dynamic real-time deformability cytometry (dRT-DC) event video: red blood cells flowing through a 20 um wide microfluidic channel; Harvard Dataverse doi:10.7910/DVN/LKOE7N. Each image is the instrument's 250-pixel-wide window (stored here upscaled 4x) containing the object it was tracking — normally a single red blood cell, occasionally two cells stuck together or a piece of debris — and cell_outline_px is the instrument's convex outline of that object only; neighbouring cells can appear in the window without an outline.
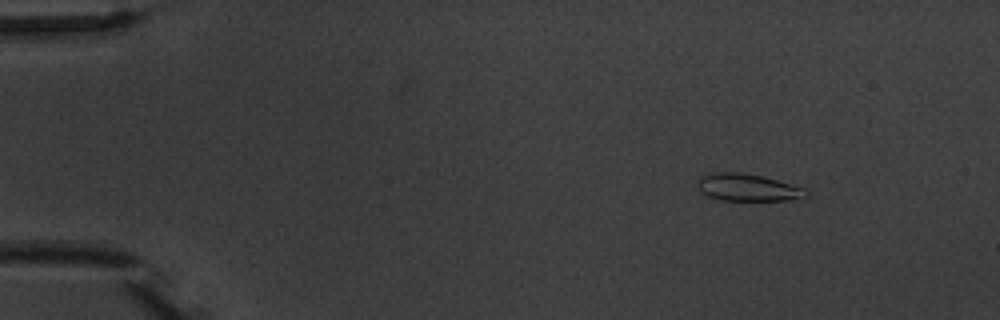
{"species": "common noctule bat (a hibernating species)", "species_latin": "Nyctalus noctula", "temperature_condition": "warm", "stored_images_in_passage": 5, "camera_frame_rate_fps": 3000, "um_per_image_px": 0.085, "animal": {"sex": "male", "body_mass_g": 20.1, "forearm_length_mm": 53.5}, "frame": {"image": 1, "passage_image": 2, "time_ms": 1.333, "image_size_px": [1000, 320], "cell_outline_px": [[808, 196], [804, 200], [720, 200], [708, 196], [700, 192], [696, 184], [700, 176], [712, 172], [740, 172], [764, 176], [804, 188], [808, 192]], "centroid_in_image_um": [63.57, 15.94], "position_along_channel_um": 21.4, "area_um2": 17.57}}